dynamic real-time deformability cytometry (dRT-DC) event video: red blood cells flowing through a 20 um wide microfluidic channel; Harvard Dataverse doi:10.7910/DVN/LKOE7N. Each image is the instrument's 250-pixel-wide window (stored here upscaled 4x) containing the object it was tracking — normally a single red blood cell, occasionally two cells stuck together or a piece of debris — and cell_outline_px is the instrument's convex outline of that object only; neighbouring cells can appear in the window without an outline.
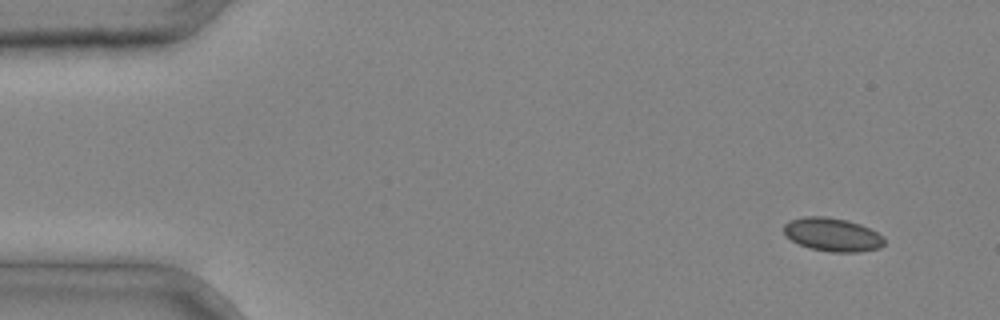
{"species": "common noctule bat (a hibernating species)", "species_latin": "Nyctalus noctula", "temperature_condition": "cold", "stored_images_in_passage": 3, "camera_frame_rate_fps": 3000, "um_per_image_px": 0.085, "animal": {"sex": "male", "body_mass_g": 20.4}, "frame": {"image": 1, "passage_image": 1, "time_ms": 0.0, "image_size_px": [1000, 320], "cell_outline_px": [[884, 244], [880, 248], [860, 252], [828, 252], [808, 248], [792, 240], [784, 232], [784, 224], [788, 220], [804, 216], [824, 216], [848, 220], [860, 224], [884, 236]], "centroid_in_image_um": [70.76, 19.94], "position_along_channel_um": 14.2, "area_um2": 19.71}}